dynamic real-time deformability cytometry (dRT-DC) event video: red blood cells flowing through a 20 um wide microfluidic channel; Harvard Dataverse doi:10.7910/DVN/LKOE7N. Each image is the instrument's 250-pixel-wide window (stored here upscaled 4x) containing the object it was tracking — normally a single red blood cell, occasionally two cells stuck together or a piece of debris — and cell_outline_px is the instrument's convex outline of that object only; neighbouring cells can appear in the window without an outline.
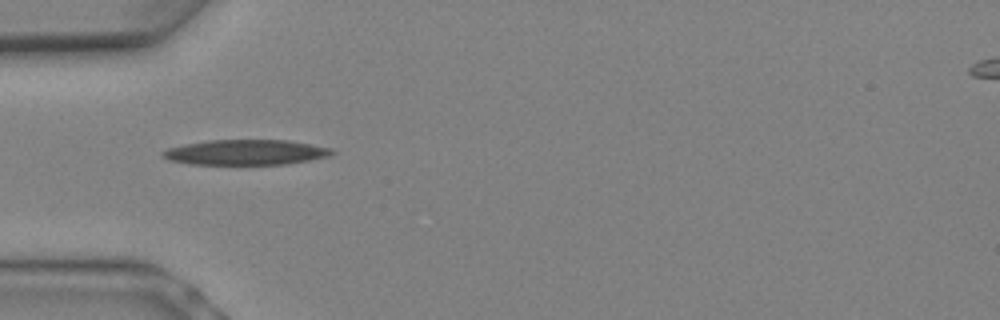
{"species": "Egyptian fruit bat (a non-hibernating species)", "species_latin": "Rousettus aegyptiacus", "temperature_condition": "warm", "stored_images_in_passage": 2, "camera_frame_rate_fps": 3000, "um_per_image_px": 0.085, "animal": {"sex": "female"}, "frame": {"image": 1, "passage_image": 1, "time_ms": 0.0, "image_size_px": [1000, 320], "cell_outline_px": [[336, 152], [328, 156], [288, 164], [188, 164], [168, 160], [160, 156], [160, 152], [168, 148], [184, 144], [208, 140], [288, 140], [332, 148]], "centroid_in_image_um": [20.84, 12.94], "position_along_channel_um": 64.2, "area_um2": 24.97}}